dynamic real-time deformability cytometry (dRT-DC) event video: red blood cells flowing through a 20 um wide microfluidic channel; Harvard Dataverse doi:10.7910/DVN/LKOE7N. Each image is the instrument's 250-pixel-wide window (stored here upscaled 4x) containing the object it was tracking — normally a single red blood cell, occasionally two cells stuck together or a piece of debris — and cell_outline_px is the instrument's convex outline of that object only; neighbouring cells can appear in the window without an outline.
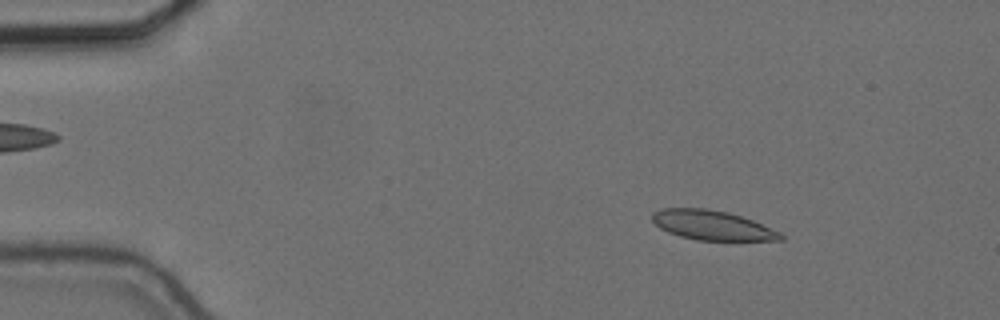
{"species": "common noctule bat (a hibernating species)", "species_latin": "Nyctalus noctula", "temperature_condition": "cold", "stored_images_in_passage": 42, "camera_frame_rate_fps": 3000, "um_per_image_px": 0.085, "animal": {"sex": "female", "body_mass_g": 24.6, "forearm_length_mm": 56.2}, "frame": {"image": 1, "passage_image": 8, "time_ms": 2.333, "image_size_px": [1000, 320], "cell_outline_px": [[784, 240], [696, 240], [680, 236], [668, 232], [660, 228], [652, 220], [652, 212], [664, 208], [704, 208], [728, 212], [752, 220], [780, 232], [784, 236]], "centroid_in_image_um": [60.52, 19.14], "position_along_channel_um": 24.5, "area_um2": 21.96}}
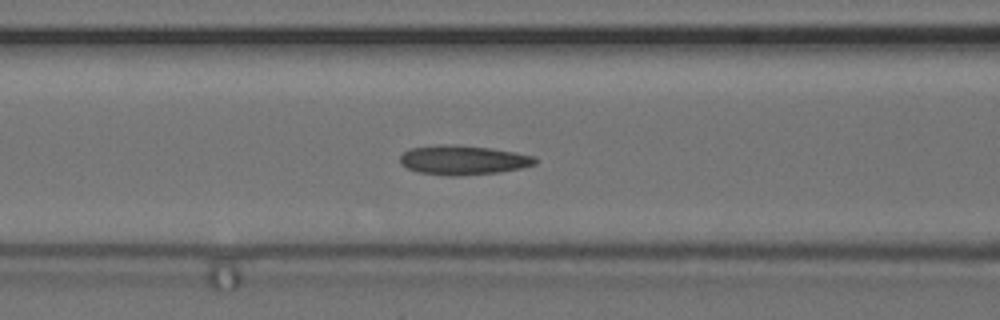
{"frame": {"image": 2, "passage_image": 23, "time_ms": 7.333, "image_size_px": [1000, 320], "cell_outline_px": [[536, 164], [520, 168], [496, 172], [460, 176], [448, 176], [416, 172], [400, 164], [400, 156], [408, 148], [440, 144], [448, 144], [492, 148], [516, 152], [536, 156]], "centroid_in_image_um": [39.33, 13.6], "position_along_channel_um": 127.3, "area_um2": 23.29}}
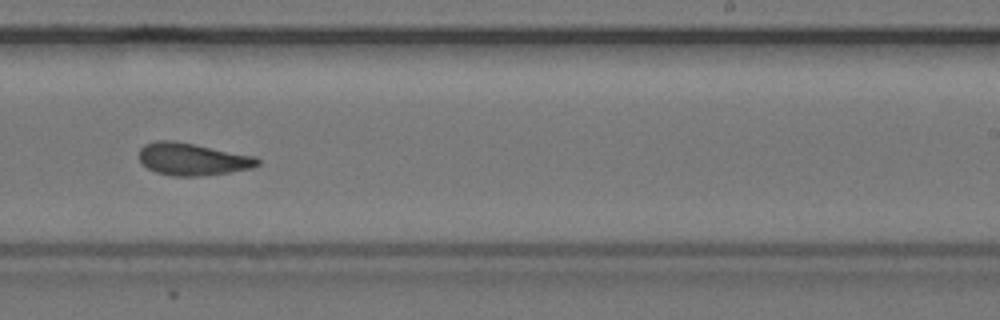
{"frame": {"image": 3, "passage_image": 35, "time_ms": 11.333, "image_size_px": [1000, 320], "cell_outline_px": [[260, 164], [252, 168], [228, 172], [200, 176], [172, 176], [156, 172], [148, 168], [140, 160], [140, 148], [144, 144], [156, 140], [172, 140], [256, 156], [260, 160]], "centroid_in_image_um": [16.37, 13.52], "position_along_channel_um": 272.6, "area_um2": 22.2}}